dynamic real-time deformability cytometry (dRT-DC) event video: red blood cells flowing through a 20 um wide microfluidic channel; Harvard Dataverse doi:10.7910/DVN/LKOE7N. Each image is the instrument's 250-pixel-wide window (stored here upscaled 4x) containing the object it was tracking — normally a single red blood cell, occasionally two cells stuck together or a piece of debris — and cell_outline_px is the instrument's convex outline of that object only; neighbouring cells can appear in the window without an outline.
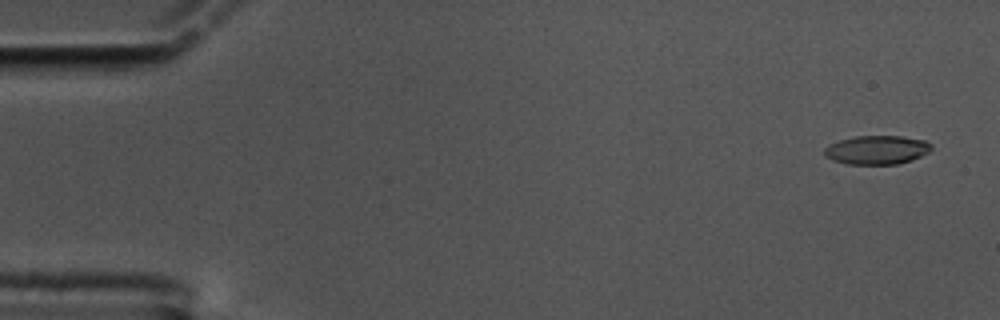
{"species": "common noctule bat (a hibernating species)", "species_latin": "Nyctalus noctula", "temperature_condition": "cold", "stored_images_in_passage": 59, "camera_frame_rate_fps": 3000, "um_per_image_px": 0.085, "animal": {"sex": "male", "body_mass_g": 17.5, "forearm_length_mm": 52.3}, "frame": {"image": 1, "passage_image": 3, "time_ms": 0.667, "image_size_px": [1000, 320], "cell_outline_px": [[932, 148], [928, 152], [912, 160], [896, 164], [848, 164], [832, 160], [824, 156], [824, 148], [828, 144], [840, 140], [856, 136], [900, 136], [924, 140], [932, 144]], "centroid_in_image_um": [74.51, 12.74], "position_along_channel_um": 10.5, "area_um2": 17.98}}
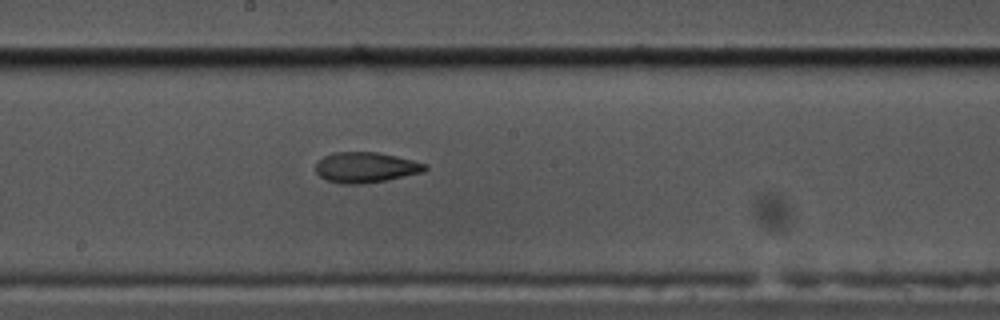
{"frame": {"image": 2, "passage_image": 32, "time_ms": 10.333, "image_size_px": [1000, 320], "cell_outline_px": [[428, 168], [424, 172], [384, 180], [356, 184], [344, 184], [328, 180], [320, 176], [316, 172], [316, 164], [324, 156], [332, 152], [376, 152], [396, 156], [428, 164]], "centroid_in_image_um": [31.1, 14.22], "position_along_channel_um": 217.1, "area_um2": 19.19}}
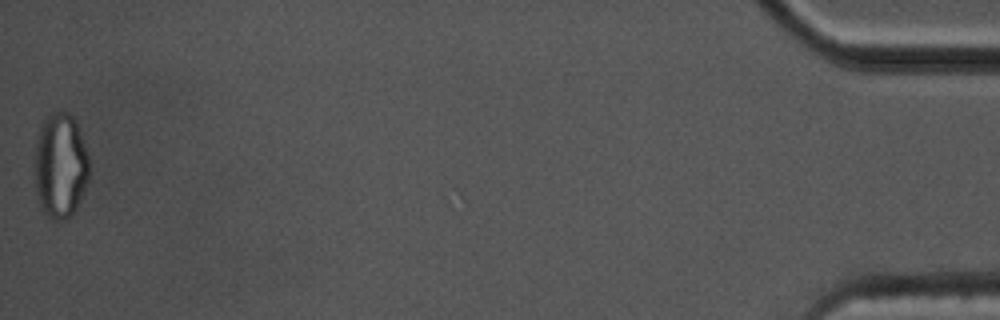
{"frame": {"image": 3, "passage_image": 59, "time_ms": 19.333, "image_size_px": [1000, 320], "cell_outline_px": [[88, 180], [84, 192], [76, 208], [64, 220], [52, 220], [40, 208], [36, 192], [36, 144], [40, 128], [44, 120], [52, 112], [68, 112], [72, 116], [76, 124], [84, 144], [88, 156]], "centroid_in_image_um": [5.13, 14.11], "position_along_channel_um": 430.1, "area_um2": 32.89}, "authors_computed_cell_mechanics": {"area_um2": 19.4208, "velocity_mm_per_s": 3.4351, "shape_relaxation_time_tau1_ms": null, "shape_relaxation_time_tau2_ms": 5.3299, "deformation_change_tau1": null, "deformation_change_tau2": 0.1277}}